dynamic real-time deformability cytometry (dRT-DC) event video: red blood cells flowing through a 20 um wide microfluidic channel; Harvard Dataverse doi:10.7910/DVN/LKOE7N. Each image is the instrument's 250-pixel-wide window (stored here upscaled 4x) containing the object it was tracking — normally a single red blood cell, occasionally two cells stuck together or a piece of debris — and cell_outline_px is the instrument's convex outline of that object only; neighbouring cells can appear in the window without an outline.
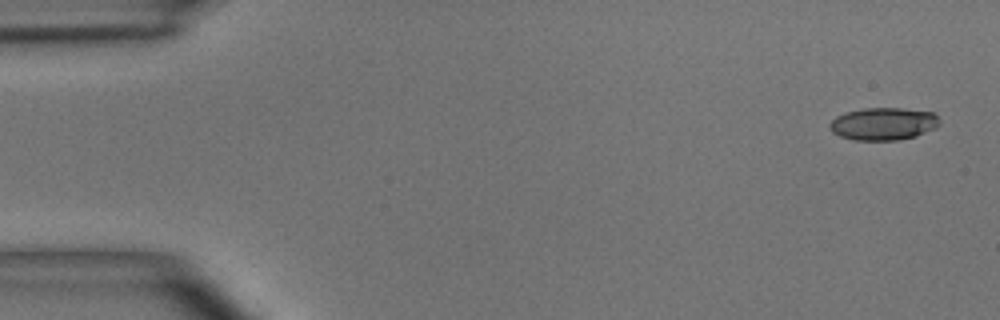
{"species": "common noctule bat (a hibernating species)", "species_latin": "Nyctalus noctula", "temperature_condition": "room temperature", "stored_images_in_passage": 5, "camera_frame_rate_fps": 3000, "um_per_image_px": 0.085, "animal": {"sex": "male", "body_mass_g": 15.6}, "frame": {"image": 1, "passage_image": 1, "time_ms": 0.0, "image_size_px": [1000, 320], "cell_outline_px": [[940, 124], [936, 128], [916, 136], [900, 140], [856, 140], [840, 136], [832, 132], [828, 128], [828, 124], [836, 116], [844, 112], [864, 108], [900, 108], [932, 112], [940, 120]], "centroid_in_image_um": [75.07, 10.52], "position_along_channel_um": 9.9, "area_um2": 20.98}}